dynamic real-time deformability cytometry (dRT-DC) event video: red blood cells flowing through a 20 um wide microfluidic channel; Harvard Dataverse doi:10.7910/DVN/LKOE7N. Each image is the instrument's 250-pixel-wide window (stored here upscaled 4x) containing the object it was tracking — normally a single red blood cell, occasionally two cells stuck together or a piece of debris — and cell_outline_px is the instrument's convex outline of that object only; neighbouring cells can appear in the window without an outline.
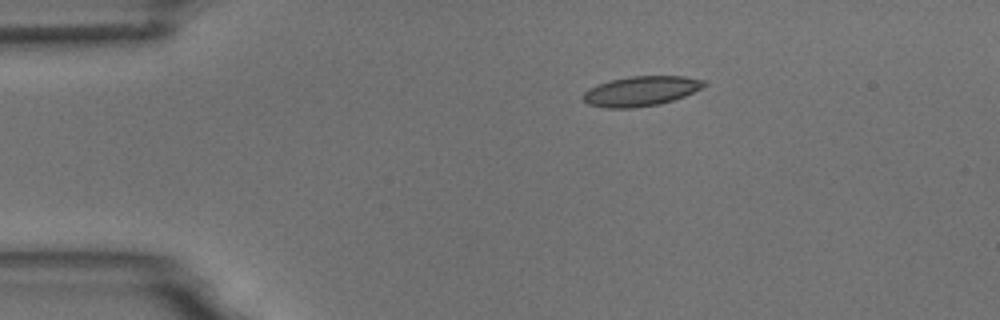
{"species": "common noctule bat (a hibernating species)", "species_latin": "Nyctalus noctula", "temperature_condition": "room temperature", "stored_images_in_passage": 6, "camera_frame_rate_fps": 3000, "um_per_image_px": 0.085, "animal": {"sex": "male", "body_mass_g": 18.8}, "frame": {"image": 1, "passage_image": 3, "time_ms": 2.333, "image_size_px": [1000, 320], "cell_outline_px": [[708, 84], [684, 96], [660, 104], [632, 108], [604, 108], [588, 104], [580, 96], [588, 88], [612, 80], [628, 76], [684, 76], [704, 80]], "centroid_in_image_um": [54.45, 7.75], "position_along_channel_um": 30.5, "area_um2": 20.98}}
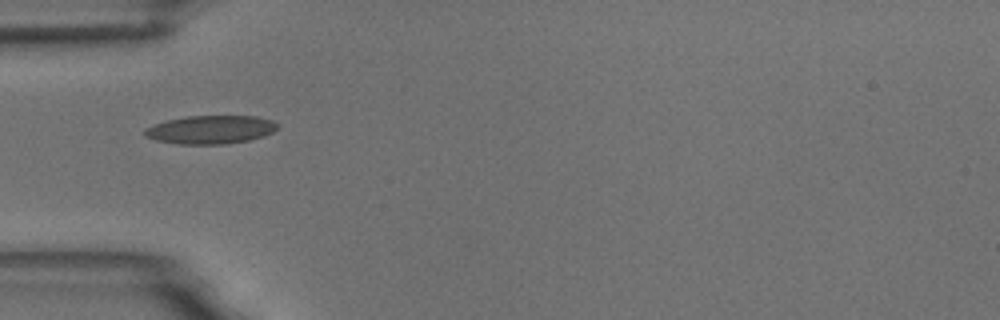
{"frame": {"image": 2, "passage_image": 5, "time_ms": 4.667, "image_size_px": [1000, 320], "cell_outline_px": [[280, 124], [272, 132], [264, 136], [248, 140], [224, 144], [180, 144], [156, 140], [144, 136], [144, 128], [152, 124], [164, 120], [188, 116], [256, 116], [272, 120]], "centroid_in_image_um": [17.87, 11.01], "position_along_channel_um": 67.1, "area_um2": 22.08}}